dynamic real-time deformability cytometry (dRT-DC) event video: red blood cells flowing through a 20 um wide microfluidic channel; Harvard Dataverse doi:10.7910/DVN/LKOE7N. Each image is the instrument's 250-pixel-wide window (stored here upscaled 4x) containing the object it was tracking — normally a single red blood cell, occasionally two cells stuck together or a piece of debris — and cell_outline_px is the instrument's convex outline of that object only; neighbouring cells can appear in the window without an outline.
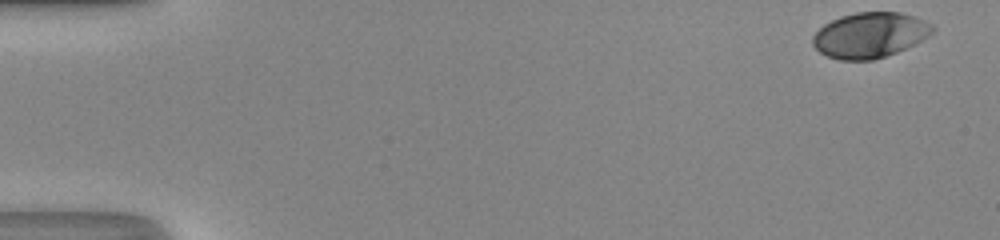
{"species": "human", "species_latin": "Homo sapiens", "temperature_condition": "room temperature", "stored_images_in_passage": 43, "camera_frame_rate_fps": 3000, "um_per_image_px": 0.085, "donor": {"sex": "male"}, "frame": {"image": 1, "passage_image": 1, "time_ms": 0.0, "image_size_px": [1000, 240], "cell_outline_px": [[936, 28], [928, 36], [896, 52], [872, 60], [840, 60], [828, 56], [820, 52], [812, 44], [812, 36], [824, 24], [840, 16], [856, 12], [900, 12], [924, 20], [932, 24]], "centroid_in_image_um": [73.91, 2.97], "position_along_channel_um": 11.1, "area_um2": 31.39}}
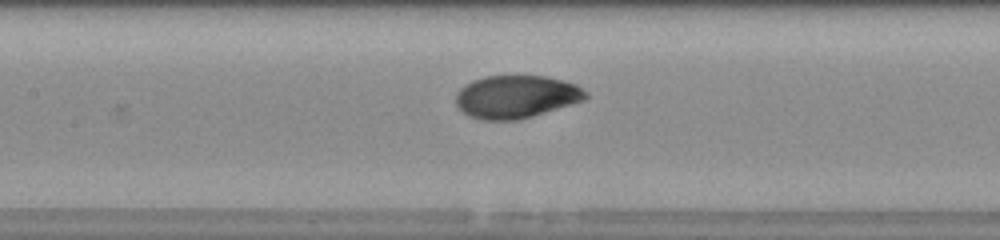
{"frame": {"image": 2, "passage_image": 23, "time_ms": 7.333, "image_size_px": [1000, 240], "cell_outline_px": [[588, 96], [584, 100], [520, 120], [480, 120], [468, 116], [456, 104], [456, 92], [464, 84], [472, 80], [484, 76], [544, 76], [564, 80], [576, 84], [588, 92]], "centroid_in_image_um": [43.86, 8.22], "position_along_channel_um": 163.5, "area_um2": 32.6}}
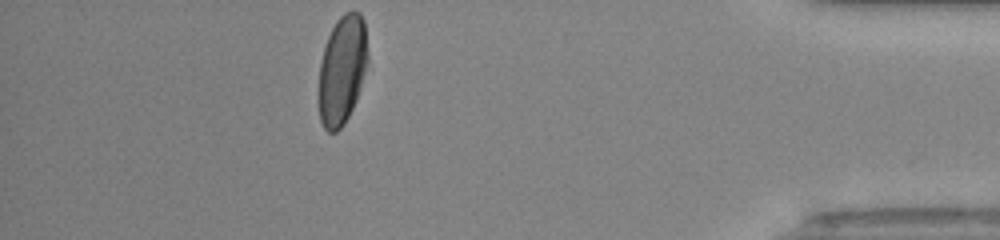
{"frame": {"image": 3, "passage_image": 43, "time_ms": 14.0, "image_size_px": [1000, 240], "cell_outline_px": [[368, 60], [356, 100], [344, 124], [336, 132], [328, 132], [324, 128], [320, 120], [316, 96], [320, 60], [328, 36], [336, 20], [344, 12], [360, 12], [364, 20], [368, 52]], "centroid_in_image_um": [29.04, 5.96], "position_along_channel_um": 406.2, "area_um2": 31.67}, "authors_computed_cell_mechanics": {"area_um2": 32.4258, "velocity_mm_per_s": 4.3283, "shape_relaxation_time_tau1_ms": 5.3332, "shape_relaxation_time_tau2_ms": null, "deformation_change_tau1": 0.2014, "deformation_change_tau2": null}}